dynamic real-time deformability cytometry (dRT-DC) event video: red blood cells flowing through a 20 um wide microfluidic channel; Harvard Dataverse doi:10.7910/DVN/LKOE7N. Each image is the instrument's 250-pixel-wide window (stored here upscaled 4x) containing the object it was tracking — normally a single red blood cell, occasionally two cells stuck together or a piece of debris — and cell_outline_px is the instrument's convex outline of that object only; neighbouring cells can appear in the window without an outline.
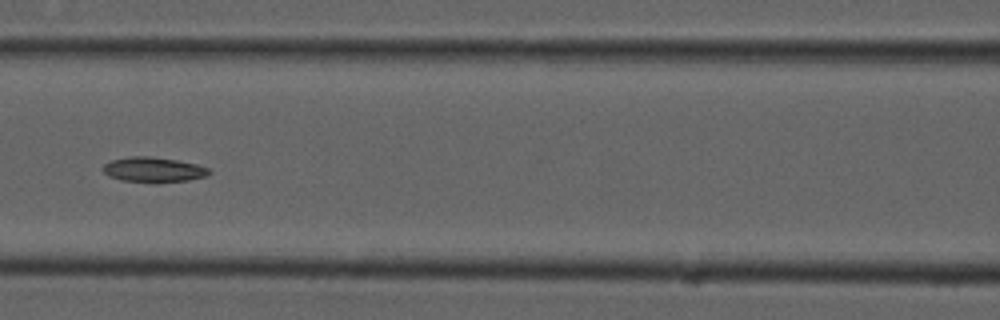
{"species": "common noctule bat (a hibernating species)", "species_latin": "Nyctalus noctula", "temperature_condition": "cold", "stored_images_in_passage": 9, "camera_frame_rate_fps": 3000, "um_per_image_px": 0.085, "animal": {"sex": "male", "forearm_length_mm": 52.5}, "frame": {"image": 1, "passage_image": 6, "time_ms": 1.667, "image_size_px": [1000, 320], "cell_outline_px": [[212, 172], [204, 176], [188, 180], [152, 184], [120, 180], [108, 176], [104, 172], [104, 164], [112, 160], [128, 156], [148, 156], [176, 160], [196, 164], [208, 168]], "centroid_in_image_um": [13.02, 14.44], "position_along_channel_um": 153.6, "area_um2": 15.66}}
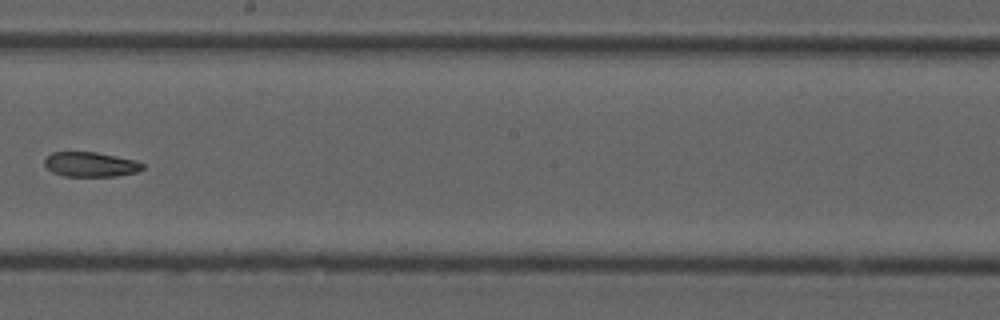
{"frame": {"image": 2, "passage_image": 8, "time_ms": 2.333, "image_size_px": [1000, 320], "cell_outline_px": [[144, 168], [136, 172], [116, 176], [64, 176], [52, 172], [44, 164], [44, 160], [52, 152], [96, 152], [136, 160], [144, 164]], "centroid_in_image_um": [7.71, 13.97], "position_along_channel_um": 240.5, "area_um2": 14.1}}
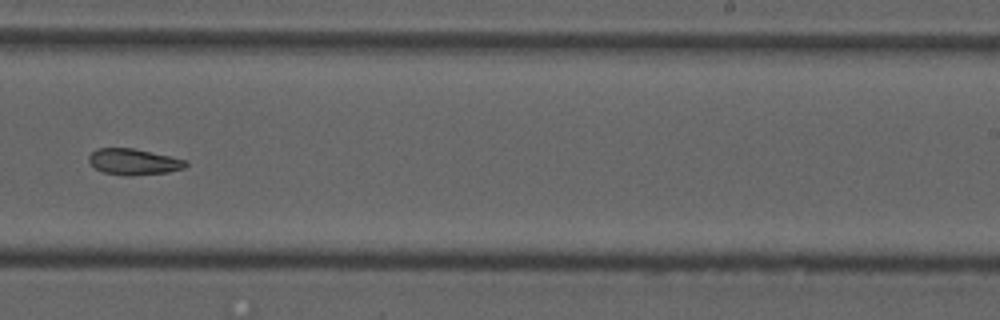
{"frame": {"image": 3, "passage_image": 9, "time_ms": 2.667, "image_size_px": [1000, 320], "cell_outline_px": [[188, 164], [184, 168], [168, 172], [132, 176], [128, 176], [104, 172], [96, 168], [88, 160], [88, 156], [96, 148], [132, 148], [188, 160]], "centroid_in_image_um": [11.38, 13.75], "position_along_channel_um": 277.6, "area_um2": 14.68}}